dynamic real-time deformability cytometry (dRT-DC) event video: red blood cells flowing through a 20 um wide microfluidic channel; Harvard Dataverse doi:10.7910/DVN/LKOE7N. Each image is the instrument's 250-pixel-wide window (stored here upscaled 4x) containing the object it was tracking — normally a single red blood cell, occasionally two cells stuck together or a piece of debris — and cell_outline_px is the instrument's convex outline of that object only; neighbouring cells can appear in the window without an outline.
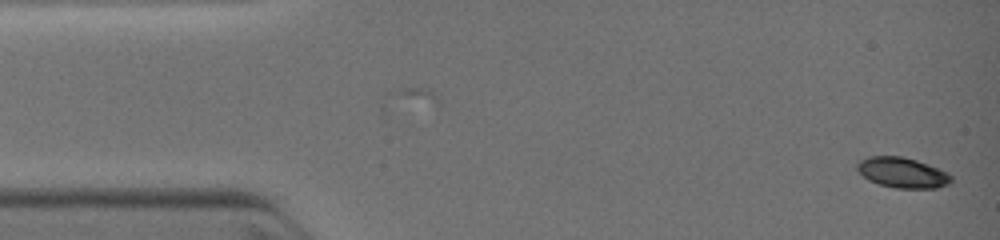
{"species": "common noctule bat (a hibernating species)", "species_latin": "Nyctalus noctula", "temperature_condition": "warm", "stored_images_in_passage": 47, "camera_frame_rate_fps": 3000, "um_per_image_px": 0.085, "animal": {"sex": "female", "body_mass_g": 19.0, "forearm_length_mm": 51.5}, "frame": {"image": 1, "passage_image": 1, "time_ms": 0.0, "image_size_px": [1000, 240], "cell_outline_px": [[952, 180], [948, 184], [936, 188], [896, 188], [880, 184], [868, 180], [856, 168], [856, 164], [860, 160], [868, 156], [900, 156], [916, 160], [928, 164], [948, 172], [952, 176]], "centroid_in_image_um": [76.71, 14.67], "position_along_channel_um": 8.3, "area_um2": 16.59}}
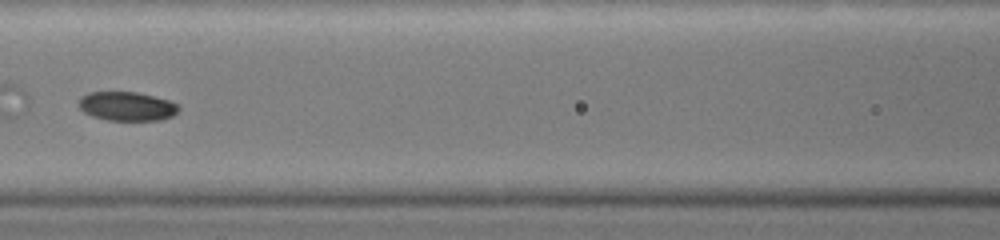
{"frame": {"image": 2, "passage_image": 20, "time_ms": 5.333, "image_size_px": [1000, 240], "cell_outline_px": [[180, 108], [172, 116], [160, 120], [108, 120], [92, 116], [84, 112], [76, 104], [80, 96], [88, 92], [136, 92], [168, 100], [180, 104]], "centroid_in_image_um": [10.75, 9.03], "position_along_channel_um": 155.8, "area_um2": 16.99}}
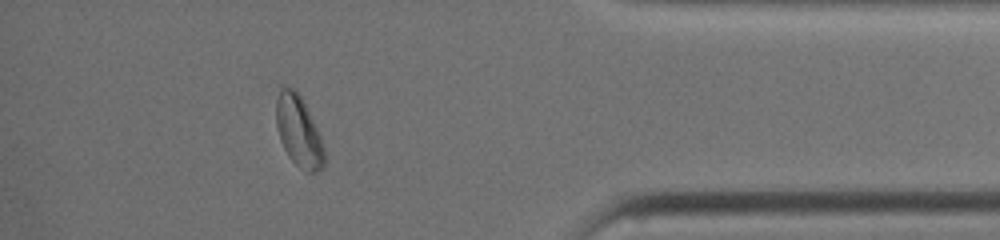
{"frame": {"image": 3, "passage_image": 40, "time_ms": 11.0, "image_size_px": [1000, 240], "cell_outline_px": [[324, 168], [316, 172], [304, 172], [288, 156], [280, 140], [276, 124], [276, 100], [280, 84], [284, 84], [292, 88], [300, 96], [320, 132], [324, 148]], "centroid_in_image_um": [25.38, 11.15], "position_along_channel_um": 409.8, "area_um2": 20.17}}